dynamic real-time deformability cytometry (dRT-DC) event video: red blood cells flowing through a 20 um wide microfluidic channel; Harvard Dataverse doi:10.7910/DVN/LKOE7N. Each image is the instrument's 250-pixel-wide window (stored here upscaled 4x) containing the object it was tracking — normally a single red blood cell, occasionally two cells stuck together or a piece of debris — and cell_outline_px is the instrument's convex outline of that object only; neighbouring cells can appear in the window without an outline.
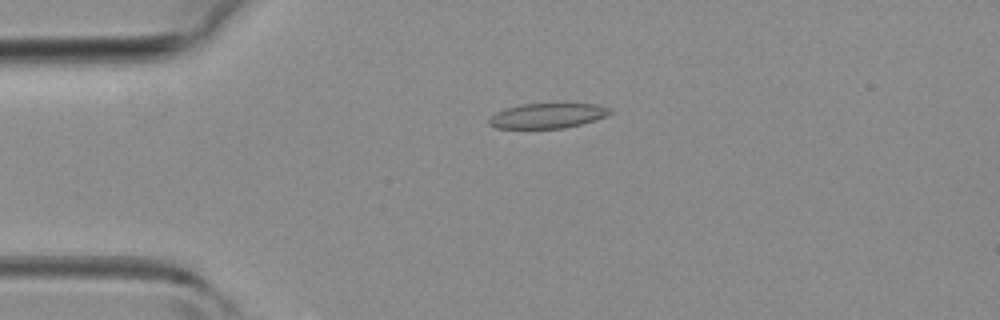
{"species": "common noctule bat (a hibernating species)", "species_latin": "Nyctalus noctula", "temperature_condition": "room temperature", "stored_images_in_passage": 44, "camera_frame_rate_fps": 3000, "um_per_image_px": 0.085, "animal": {"sex": "female", "body_mass_g": 19.3, "forearm_length_mm": 54.1}, "frame": {"image": 1, "passage_image": 10, "time_ms": 3.0, "image_size_px": [1000, 320], "cell_outline_px": [[612, 112], [604, 116], [580, 124], [564, 128], [496, 128], [488, 124], [488, 120], [496, 112], [504, 108], [520, 104], [596, 104], [612, 108]], "centroid_in_image_um": [46.49, 9.83], "position_along_channel_um": 38.5, "area_um2": 17.46}}
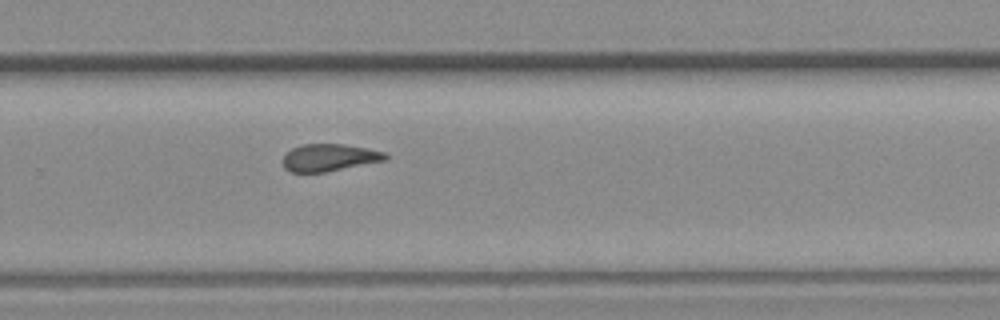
{"frame": {"image": 2, "passage_image": 29, "time_ms": 9.333, "image_size_px": [1000, 320], "cell_outline_px": [[388, 160], [324, 172], [292, 172], [284, 168], [284, 156], [292, 148], [304, 144], [344, 144], [368, 148], [384, 152], [388, 156]], "centroid_in_image_um": [28.03, 13.39], "position_along_channel_um": 301.8, "area_um2": 16.18}}
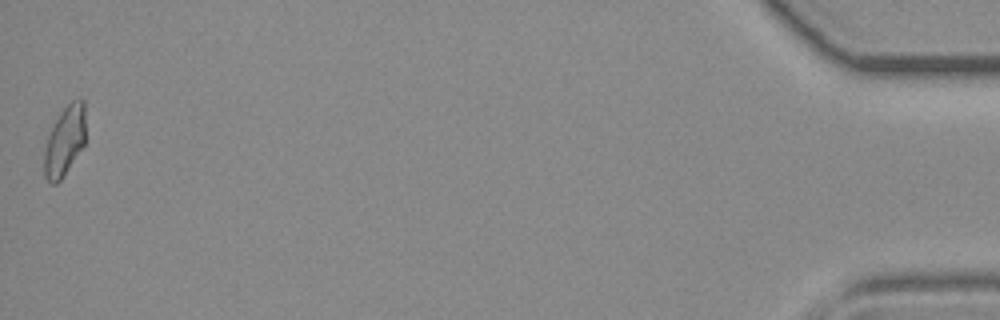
{"frame": {"image": 3, "passage_image": 44, "time_ms": 14.333, "image_size_px": [1000, 320], "cell_outline_px": [[84, 144], [60, 180], [56, 184], [52, 184], [44, 176], [44, 144], [60, 112], [72, 100], [80, 96], [84, 100]], "centroid_in_image_um": [5.48, 11.96], "position_along_channel_um": 429.7, "area_um2": 16.59}}